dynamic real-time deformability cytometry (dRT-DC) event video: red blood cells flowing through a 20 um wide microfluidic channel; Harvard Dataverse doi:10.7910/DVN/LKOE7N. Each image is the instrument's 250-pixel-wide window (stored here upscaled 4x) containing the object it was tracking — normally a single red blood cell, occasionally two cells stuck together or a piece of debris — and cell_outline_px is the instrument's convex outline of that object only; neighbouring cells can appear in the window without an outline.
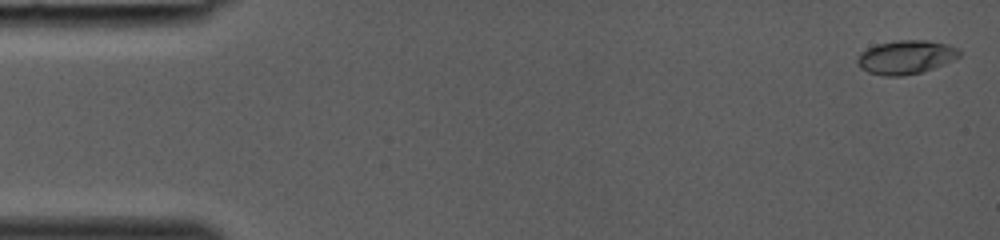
{"species": "common noctule bat (a hibernating species)", "species_latin": "Nyctalus noctula", "temperature_condition": "room temperature", "stored_images_in_passage": 33, "camera_frame_rate_fps": 3000, "um_per_image_px": 0.085, "animal": {"sex": "female", "body_mass_g": 19.0, "forearm_length_mm": 53.3}, "frame": {"image": 1, "passage_image": 1, "time_ms": 0.0, "image_size_px": [1000, 240], "cell_outline_px": [[960, 56], [944, 64], [920, 72], [900, 76], [884, 76], [868, 72], [860, 68], [856, 60], [860, 52], [876, 44], [900, 40], [928, 40], [948, 44], [960, 48]], "centroid_in_image_um": [77.0, 4.85], "position_along_channel_um": 8.0, "area_um2": 20.06}}